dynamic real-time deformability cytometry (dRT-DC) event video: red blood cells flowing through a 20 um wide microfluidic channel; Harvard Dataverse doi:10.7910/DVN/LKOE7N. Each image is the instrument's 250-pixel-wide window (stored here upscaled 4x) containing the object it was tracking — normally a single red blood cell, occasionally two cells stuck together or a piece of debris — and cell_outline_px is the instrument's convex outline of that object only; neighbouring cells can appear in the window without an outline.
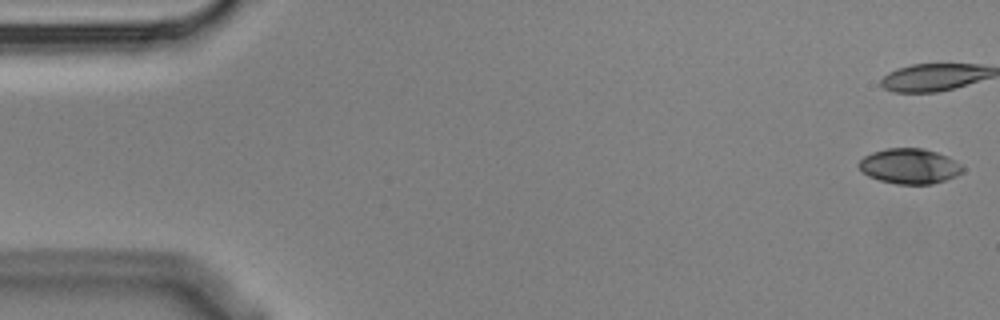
{"species": "Egyptian fruit bat (a non-hibernating species)", "species_latin": "Rousettus aegyptiacus", "temperature_condition": "cold", "stored_images_in_passage": 6, "camera_frame_rate_fps": 3000, "um_per_image_px": 0.085, "animal": {"sex": "male"}, "frame": {"image": 1, "passage_image": 1, "time_ms": 0.0, "image_size_px": [1000, 320], "cell_outline_px": [[964, 172], [956, 176], [932, 184], [896, 184], [880, 180], [868, 176], [860, 168], [860, 160], [864, 156], [872, 152], [888, 148], [924, 148], [948, 156], [960, 164], [964, 168]], "centroid_in_image_um": [77.34, 14.12], "position_along_channel_um": 7.7, "area_um2": 21.21}}